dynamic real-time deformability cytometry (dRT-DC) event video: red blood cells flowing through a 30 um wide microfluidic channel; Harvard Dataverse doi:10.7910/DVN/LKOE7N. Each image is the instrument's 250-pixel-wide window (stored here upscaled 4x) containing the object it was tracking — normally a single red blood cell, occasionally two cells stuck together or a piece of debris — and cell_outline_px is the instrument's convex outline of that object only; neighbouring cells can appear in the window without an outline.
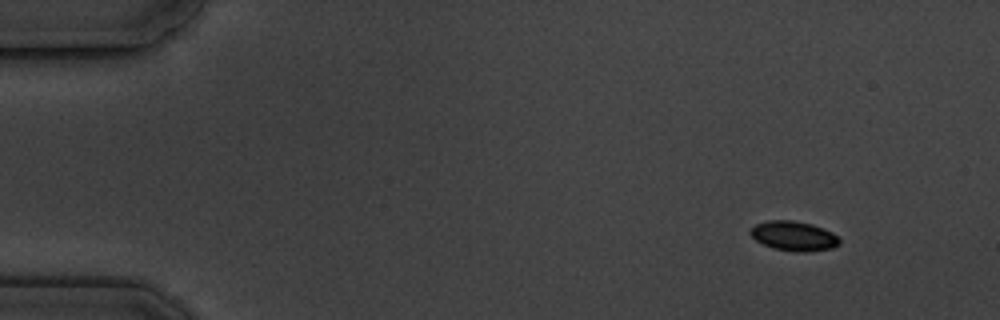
{"species": "common noctule bat (a hibernating species)", "species_latin": "Nyctalus noctula", "temperature_condition": "cold", "stored_images_in_passage": 4, "camera_frame_rate_fps": 3000, "um_per_image_px": 0.085, "animal": {"sex": "male", "body_mass_g": 19.5, "forearm_length_mm": 54.6}, "frame": {"image": 1, "passage_image": 1, "time_ms": 0.0, "image_size_px": [1000, 320], "cell_outline_px": [[840, 244], [832, 248], [804, 252], [796, 252], [772, 248], [756, 240], [748, 232], [756, 224], [768, 220], [792, 220], [812, 224], [824, 228], [840, 236]], "centroid_in_image_um": [67.5, 20.05], "position_along_channel_um": 17.5, "area_um2": 15.49}}
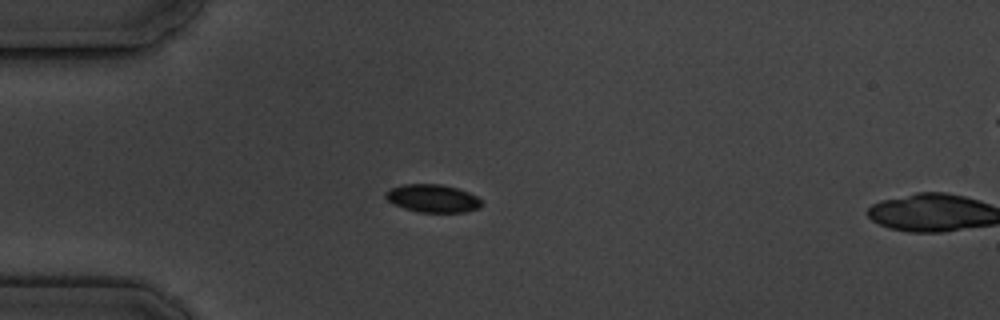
{"frame": {"image": 2, "passage_image": 3, "time_ms": 3.333, "image_size_px": [1000, 320], "cell_outline_px": [[484, 204], [480, 208], [464, 212], [420, 212], [404, 208], [388, 200], [384, 196], [384, 192], [392, 188], [404, 184], [440, 184], [456, 188], [468, 192], [476, 196]], "centroid_in_image_um": [36.8, 16.86], "position_along_channel_um": 48.2, "area_um2": 15.49}}